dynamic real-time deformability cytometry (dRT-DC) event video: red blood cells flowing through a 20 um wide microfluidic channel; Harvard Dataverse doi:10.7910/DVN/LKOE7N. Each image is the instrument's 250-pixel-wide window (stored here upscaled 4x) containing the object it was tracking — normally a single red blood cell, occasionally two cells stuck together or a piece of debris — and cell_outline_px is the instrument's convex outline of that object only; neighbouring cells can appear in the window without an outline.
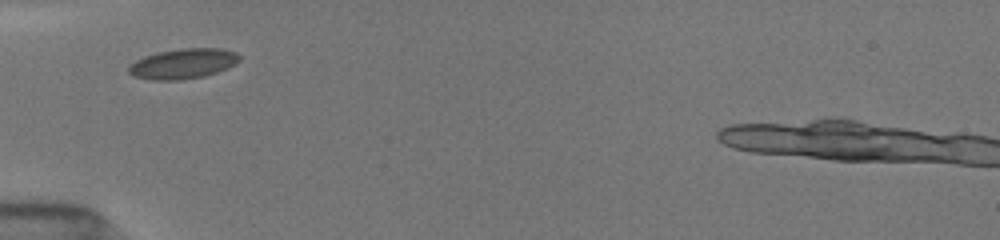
{"species": "common noctule bat (a hibernating species)", "species_latin": "Nyctalus noctula", "temperature_condition": "room temperature", "stored_images_in_passage": 41, "camera_frame_rate_fps": 3000, "um_per_image_px": 0.085, "animal": {"sex": "female", "body_mass_g": 19.5, "forearm_length_mm": 54.1}, "frame": {"image": 1, "passage_image": 1, "time_ms": 0.0, "image_size_px": [1000, 240], "cell_outline_px": [[240, 60], [236, 64], [228, 68], [204, 76], [180, 80], [152, 80], [132, 76], [128, 72], [128, 64], [144, 56], [160, 52], [184, 48], [224, 48], [236, 52], [240, 56]], "centroid_in_image_um": [15.56, 5.41], "position_along_channel_um": 69.4, "area_um2": 19.59}}
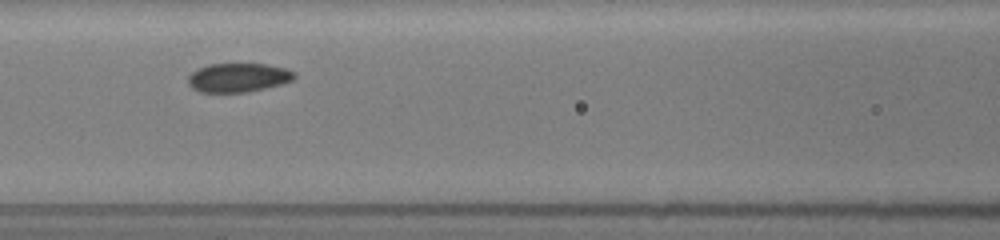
{"frame": {"image": 2, "passage_image": 17, "time_ms": 2.0, "image_size_px": [1000, 240], "cell_outline_px": [[296, 76], [292, 80], [280, 84], [248, 92], [200, 92], [192, 88], [188, 84], [188, 76], [196, 68], [208, 64], [264, 64], [284, 68], [296, 72]], "centroid_in_image_um": [20.21, 6.59], "position_along_channel_um": 146.4, "area_um2": 17.92}}
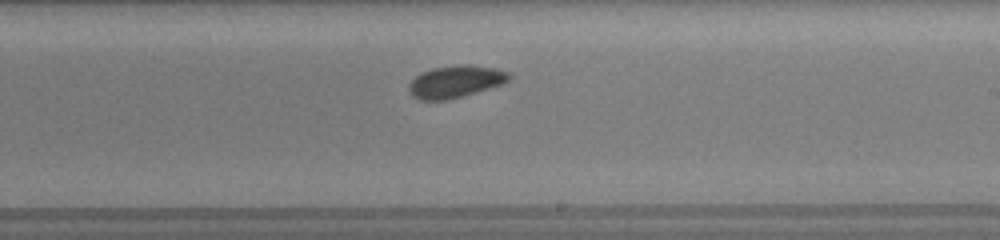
{"frame": {"image": 3, "passage_image": 37, "time_ms": 4.667, "image_size_px": [1000, 240], "cell_outline_px": [[512, 76], [504, 84], [448, 100], [420, 100], [412, 96], [408, 92], [408, 84], [420, 72], [432, 68], [460, 64], [472, 64], [496, 68], [508, 72]], "centroid_in_image_um": [38.71, 6.93], "position_along_channel_um": 250.3, "area_um2": 19.07}}